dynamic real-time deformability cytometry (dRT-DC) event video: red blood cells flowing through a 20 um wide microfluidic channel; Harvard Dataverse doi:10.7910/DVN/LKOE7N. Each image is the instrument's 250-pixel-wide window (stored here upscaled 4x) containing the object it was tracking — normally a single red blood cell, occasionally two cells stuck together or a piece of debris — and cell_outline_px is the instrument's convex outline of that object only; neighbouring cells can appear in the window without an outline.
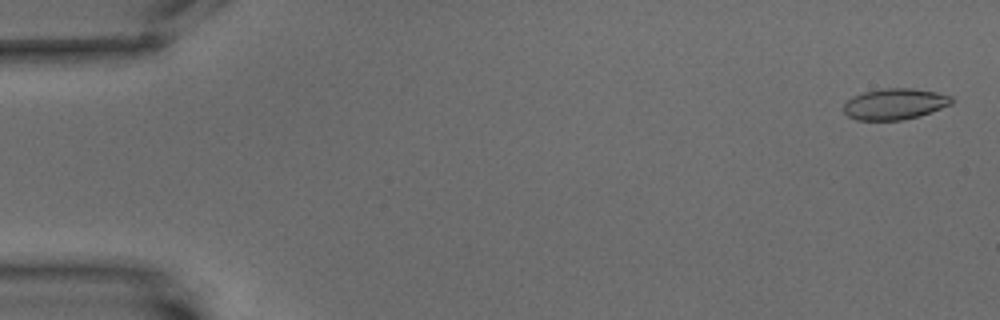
{"species": "common noctule bat (a hibernating species)", "species_latin": "Nyctalus noctula", "temperature_condition": "warm", "stored_images_in_passage": 8, "camera_frame_rate_fps": 3000, "um_per_image_px": 0.085, "animal": {"sex": "male", "body_mass_g": 15.6}, "frame": {"image": 1, "passage_image": 2, "time_ms": 0.333, "image_size_px": [1000, 320], "cell_outline_px": [[952, 104], [920, 116], [904, 120], [856, 120], [848, 116], [844, 112], [844, 104], [852, 96], [864, 92], [884, 88], [912, 88], [936, 92], [952, 96]], "centroid_in_image_um": [76.05, 8.84], "position_along_channel_um": 8.9, "area_um2": 19.59}}